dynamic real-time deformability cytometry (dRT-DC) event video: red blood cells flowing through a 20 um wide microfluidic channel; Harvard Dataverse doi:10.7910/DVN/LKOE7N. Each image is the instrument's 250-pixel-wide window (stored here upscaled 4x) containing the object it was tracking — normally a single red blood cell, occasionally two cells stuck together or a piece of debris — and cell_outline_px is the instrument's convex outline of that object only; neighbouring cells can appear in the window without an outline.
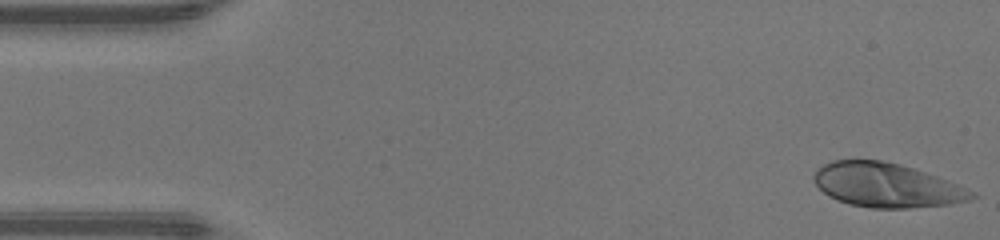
{"species": "human", "species_latin": "Homo sapiens", "temperature_condition": "warm", "stored_images_in_passage": 47, "camera_frame_rate_fps": 3000, "um_per_image_px": 0.085, "donor": {"sex": "male"}, "frame": {"image": 1, "passage_image": 1, "time_ms": 0.0, "image_size_px": [1000, 240], "cell_outline_px": [[980, 196], [968, 200], [948, 204], [908, 208], [872, 208], [848, 204], [836, 200], [828, 196], [812, 180], [812, 176], [816, 168], [832, 160], [884, 160], [900, 164], [960, 184], [976, 192]], "centroid_in_image_um": [75.35, 15.74], "position_along_channel_um": 9.6, "area_um2": 40.86}}
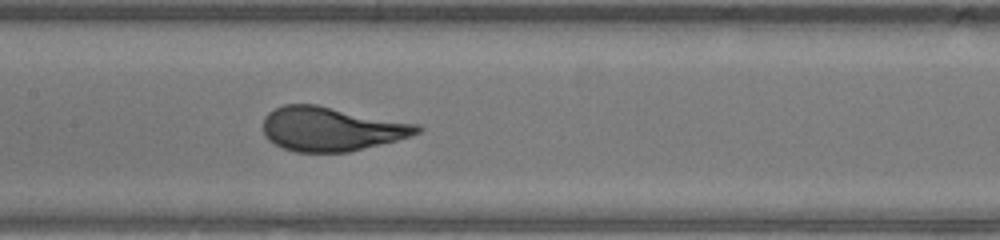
{"frame": {"image": 2, "passage_image": 22, "time_ms": 7.0, "image_size_px": [1000, 240], "cell_outline_px": [[424, 128], [420, 132], [412, 136], [348, 152], [296, 152], [284, 148], [268, 140], [264, 136], [264, 116], [268, 112], [284, 104], [316, 104], [420, 124]], "centroid_in_image_um": [28.18, 10.95], "position_along_channel_um": 179.2, "area_um2": 39.71}}
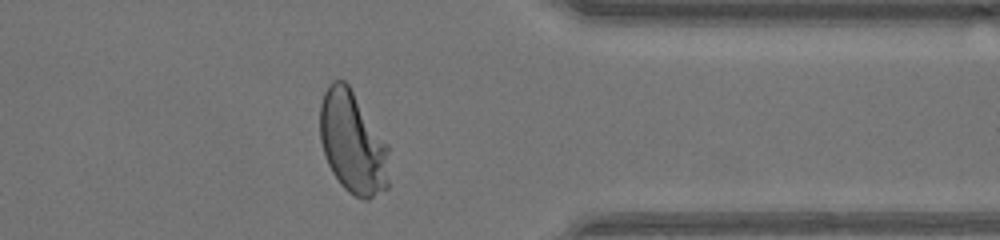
{"frame": {"image": 3, "passage_image": 37, "time_ms": 12.0, "image_size_px": [1000, 240], "cell_outline_px": [[388, 188], [368, 200], [364, 200], [348, 192], [340, 184], [332, 172], [328, 164], [320, 140], [320, 104], [324, 92], [328, 84], [332, 80], [344, 80], [348, 84], [388, 144]], "centroid_in_image_um": [29.97, 12.13], "position_along_channel_um": 381.4, "area_um2": 41.27}, "authors_computed_cell_mechanics": {"area_um2": 39.9976, "velocity_mm_per_s": 4.3024, "shape_relaxation_time_tau1_ms": 2.9633, "shape_relaxation_time_tau2_ms": null, "deformation_change_tau1": 0.2164, "deformation_change_tau2": null}}